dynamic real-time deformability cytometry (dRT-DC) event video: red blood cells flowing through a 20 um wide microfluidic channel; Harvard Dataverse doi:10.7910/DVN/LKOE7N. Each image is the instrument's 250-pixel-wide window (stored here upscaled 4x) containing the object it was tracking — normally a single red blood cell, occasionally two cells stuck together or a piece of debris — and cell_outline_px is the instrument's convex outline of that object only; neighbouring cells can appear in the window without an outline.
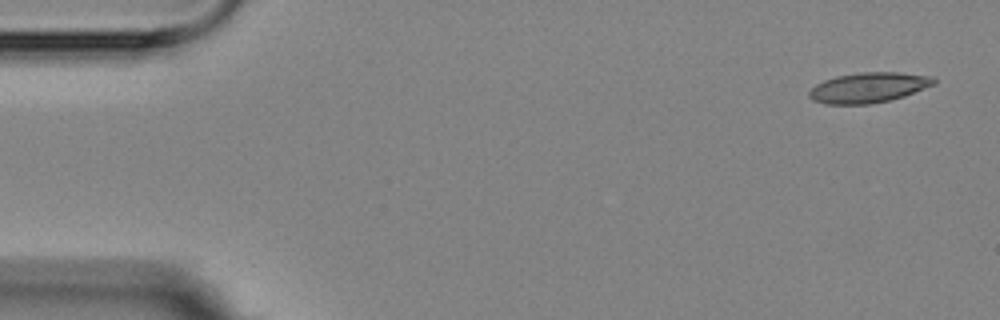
{"species": "Egyptian fruit bat (a non-hibernating species)", "species_latin": "Rousettus aegyptiacus", "temperature_condition": "room temperature", "stored_images_in_passage": 5, "segment_of_instrument_passage": [1, 2], "camera_frame_rate_fps": 3000, "um_per_image_px": 0.085, "animal": {"sex": "female"}, "frame": {"image": 1, "passage_image": 1, "time_ms": 0.0, "image_size_px": [1000, 320], "cell_outline_px": [[936, 84], [904, 96], [888, 100], [868, 104], [824, 104], [812, 100], [808, 96], [808, 92], [816, 84], [824, 80], [836, 76], [860, 72], [900, 72], [936, 76]], "centroid_in_image_um": [73.85, 7.43], "position_along_channel_um": 11.2, "area_um2": 22.14}}
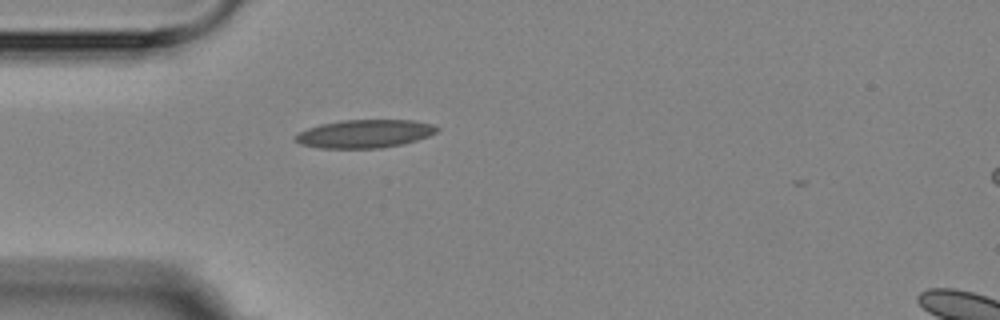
{"frame": {"image": 2, "passage_image": 4, "time_ms": 4.333, "image_size_px": [1000, 320], "cell_outline_px": [[440, 128], [436, 132], [428, 136], [416, 140], [400, 144], [380, 148], [320, 148], [300, 144], [292, 140], [292, 136], [308, 128], [320, 124], [344, 120], [412, 120], [432, 124]], "centroid_in_image_um": [30.95, 11.37], "position_along_channel_um": 54.1, "area_um2": 23.24}}